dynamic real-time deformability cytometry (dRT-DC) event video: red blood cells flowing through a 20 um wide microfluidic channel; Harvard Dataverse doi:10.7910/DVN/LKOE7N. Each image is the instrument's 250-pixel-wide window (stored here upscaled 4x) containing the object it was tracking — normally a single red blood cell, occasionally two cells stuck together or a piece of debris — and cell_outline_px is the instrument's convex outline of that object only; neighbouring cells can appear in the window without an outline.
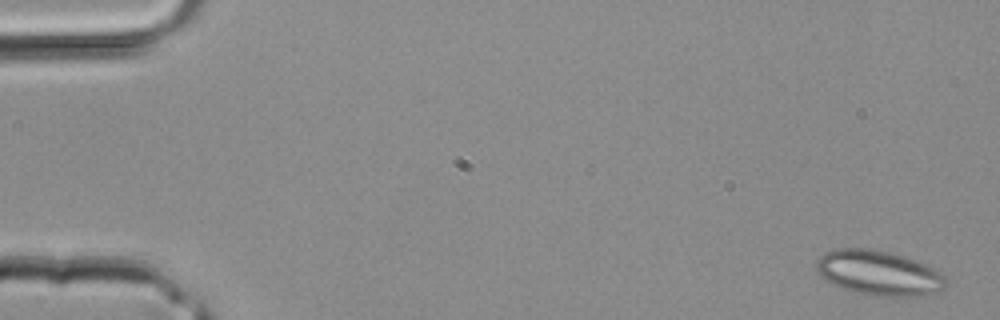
{"species": "common noctule bat (a hibernating species)", "species_latin": "Nyctalus noctula", "temperature_condition": "room temperature", "stored_images_in_passage": 40, "segment_of_instrument_passage": [1, 3], "camera_frame_rate_fps": 3000, "um_per_image_px": 0.085, "animal": {"sex": "male", "body_mass_g": 20.4}, "frame": {"image": 1, "passage_image": 1, "time_ms": 0.0, "image_size_px": [1000, 320], "cell_outline_px": [[948, 284], [944, 288], [920, 296], [880, 296], [856, 292], [832, 284], [824, 280], [816, 272], [816, 260], [824, 252], [836, 248], [868, 248], [892, 252], [924, 264], [932, 268], [944, 276], [948, 280]], "centroid_in_image_um": [74.65, 23.19], "position_along_channel_um": 10.4, "area_um2": 33.81}}